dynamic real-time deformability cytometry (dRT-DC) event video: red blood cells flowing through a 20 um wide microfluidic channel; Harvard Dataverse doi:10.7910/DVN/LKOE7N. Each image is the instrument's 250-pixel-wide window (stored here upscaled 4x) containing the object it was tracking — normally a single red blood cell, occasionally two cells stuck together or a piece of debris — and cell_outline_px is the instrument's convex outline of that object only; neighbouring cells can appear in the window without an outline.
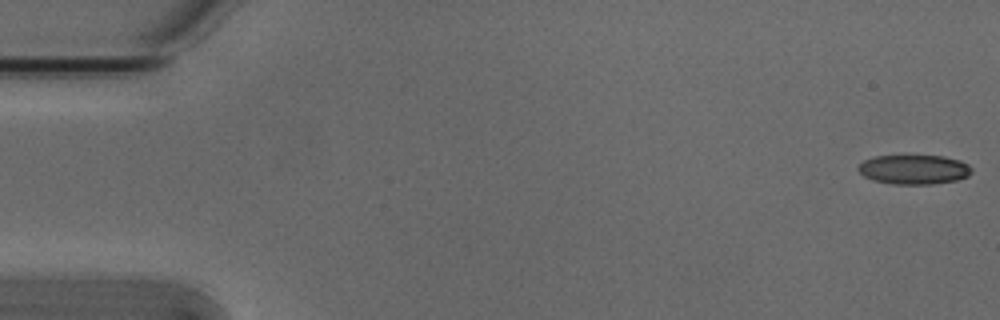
{"species": "Egyptian fruit bat (a non-hibernating species)", "species_latin": "Rousettus aegyptiacus", "temperature_condition": "cold", "stored_images_in_passage": 5, "camera_frame_rate_fps": 3000, "um_per_image_px": 0.085, "animal": {"sex": "male"}, "frame": {"image": 1, "passage_image": 1, "time_ms": 0.0, "image_size_px": [1000, 320], "cell_outline_px": [[972, 172], [968, 176], [956, 180], [932, 184], [892, 184], [872, 180], [864, 176], [856, 168], [864, 160], [876, 156], [944, 156], [960, 160], [968, 164], [972, 168]], "centroid_in_image_um": [77.69, 14.41], "position_along_channel_um": 7.3, "area_um2": 19.48}}
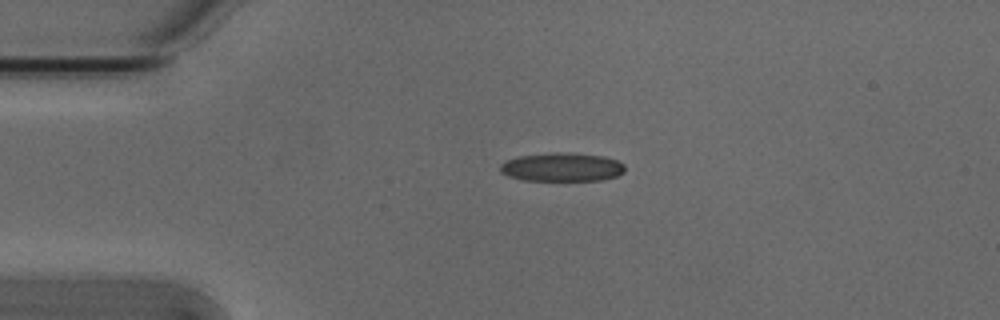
{"frame": {"image": 2, "passage_image": 4, "time_ms": 1.0, "image_size_px": [1000, 320], "cell_outline_px": [[624, 172], [616, 176], [600, 180], [524, 180], [508, 176], [500, 172], [500, 164], [504, 160], [520, 156], [552, 152], [568, 152], [604, 156], [616, 160], [624, 164]], "centroid_in_image_um": [47.74, 14.19], "position_along_channel_um": 37.3, "area_um2": 20.87}}